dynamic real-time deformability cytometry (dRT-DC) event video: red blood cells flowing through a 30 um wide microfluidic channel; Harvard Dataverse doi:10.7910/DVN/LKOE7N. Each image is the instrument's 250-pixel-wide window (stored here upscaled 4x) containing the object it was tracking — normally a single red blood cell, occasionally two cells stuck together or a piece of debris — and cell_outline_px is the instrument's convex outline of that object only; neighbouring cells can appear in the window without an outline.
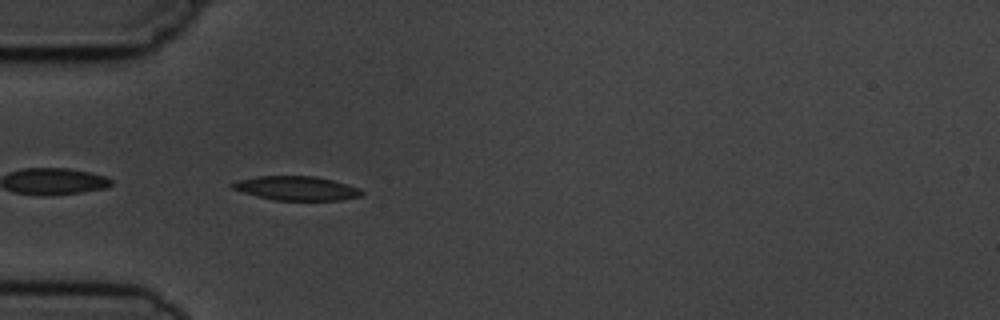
{"species": "common noctule bat (a hibernating species)", "species_latin": "Nyctalus noctula", "temperature_condition": "cold", "stored_images_in_passage": 9, "camera_frame_rate_fps": 3000, "um_per_image_px": 0.085, "animal": {"sex": "male", "body_mass_g": 19.5, "forearm_length_mm": 54.6}, "frame": {"image": 1, "passage_image": 4, "time_ms": 4.0, "image_size_px": [1000, 320], "cell_outline_px": [[364, 192], [360, 196], [340, 200], [276, 200], [244, 192], [232, 188], [228, 184], [236, 180], [256, 176], [312, 176], [332, 180], [360, 188]], "centroid_in_image_um": [25.19, 15.99], "position_along_channel_um": 59.8, "area_um2": 17.98}}
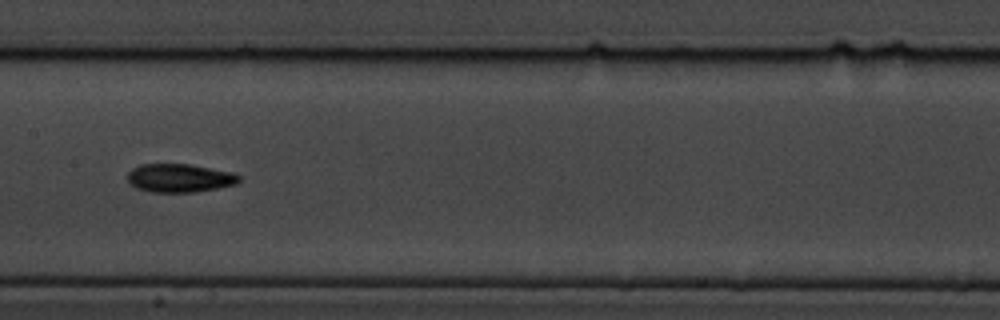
{"frame": {"image": 2, "passage_image": 7, "time_ms": 7.667, "image_size_px": [1000, 320], "cell_outline_px": [[240, 180], [236, 184], [196, 192], [152, 192], [136, 188], [128, 184], [128, 172], [132, 168], [140, 164], [188, 164], [232, 172], [240, 176]], "centroid_in_image_um": [15.23, 15.13], "position_along_channel_um": 192.2, "area_um2": 18.5}}
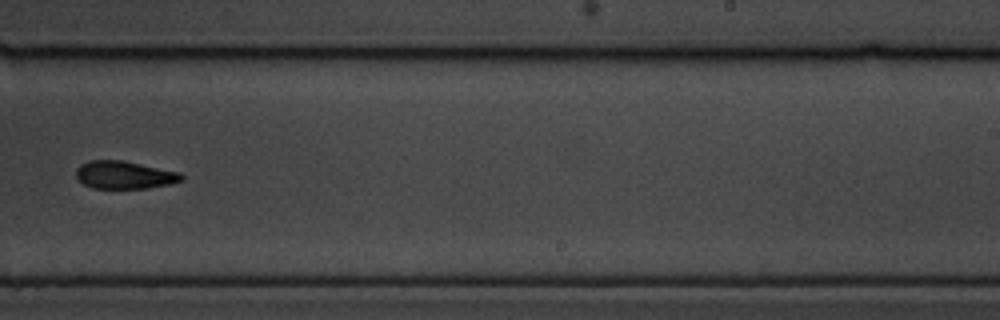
{"frame": {"image": 3, "passage_image": 9, "time_ms": 10.0, "image_size_px": [1000, 320], "cell_outline_px": [[184, 180], [168, 184], [148, 188], [92, 188], [84, 184], [76, 176], [76, 168], [80, 164], [88, 160], [124, 160], [180, 172], [184, 176]], "centroid_in_image_um": [10.58, 14.86], "position_along_channel_um": 278.4, "area_um2": 17.17}}